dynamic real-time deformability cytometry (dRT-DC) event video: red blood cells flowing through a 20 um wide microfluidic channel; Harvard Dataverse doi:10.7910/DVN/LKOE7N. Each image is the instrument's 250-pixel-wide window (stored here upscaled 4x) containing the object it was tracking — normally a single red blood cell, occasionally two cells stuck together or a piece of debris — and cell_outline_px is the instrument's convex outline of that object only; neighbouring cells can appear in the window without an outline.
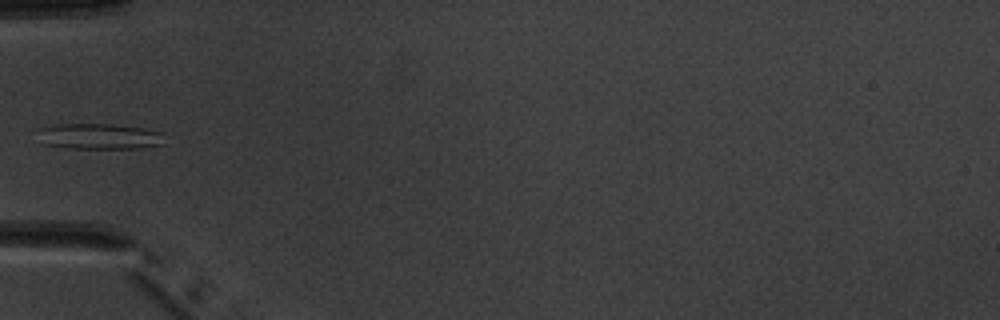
{"species": "common noctule bat (a hibernating species)", "species_latin": "Nyctalus noctula", "temperature_condition": "warm", "stored_images_in_passage": 6, "camera_frame_rate_fps": 3000, "um_per_image_px": 0.085, "animal": {"sex": "male", "body_mass_g": 20.1, "forearm_length_mm": 53.5}, "frame": {"image": 1, "passage_image": 6, "time_ms": 5.667, "image_size_px": [1000, 320], "cell_outline_px": [[164, 144], [144, 148], [64, 148], [44, 144], [40, 128], [52, 124], [112, 124], [144, 128], [164, 132]], "centroid_in_image_um": [8.53, 11.59], "position_along_channel_um": 76.5, "area_um2": 19.07}}